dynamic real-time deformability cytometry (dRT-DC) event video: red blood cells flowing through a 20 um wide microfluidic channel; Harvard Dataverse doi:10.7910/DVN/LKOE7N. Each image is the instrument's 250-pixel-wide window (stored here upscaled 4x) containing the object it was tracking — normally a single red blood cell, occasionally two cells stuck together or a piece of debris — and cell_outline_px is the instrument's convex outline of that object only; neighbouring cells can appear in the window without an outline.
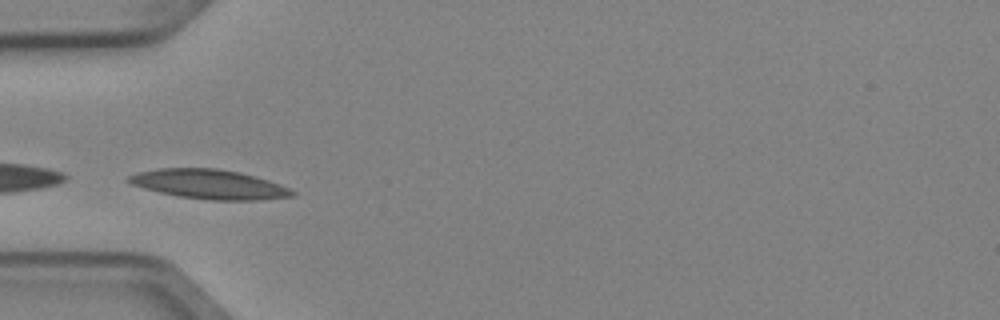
{"species": "Egyptian fruit bat (a non-hibernating species)", "species_latin": "Rousettus aegyptiacus", "temperature_condition": "cold", "stored_images_in_passage": 4, "camera_frame_rate_fps": 3000, "um_per_image_px": 0.085, "animal": {"sex": "female"}, "frame": {"image": 1, "passage_image": 2, "time_ms": 0.333, "image_size_px": [1000, 320], "cell_outline_px": [[296, 192], [292, 196], [256, 200], [212, 200], [176, 196], [144, 188], [132, 184], [124, 180], [128, 176], [136, 172], [156, 168], [216, 168], [240, 172], [256, 176], [280, 184]], "centroid_in_image_um": [17.74, 15.65], "position_along_channel_um": 67.3, "area_um2": 28.09}}
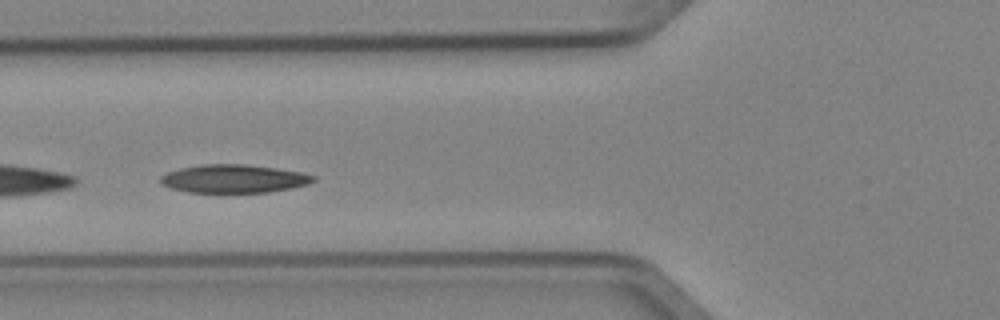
{"frame": {"image": 2, "passage_image": 3, "time_ms": 0.667, "image_size_px": [1000, 320], "cell_outline_px": [[316, 180], [308, 184], [292, 188], [268, 192], [188, 192], [172, 188], [160, 184], [160, 176], [168, 172], [180, 168], [200, 164], [248, 164], [276, 168], [300, 172], [316, 176]], "centroid_in_image_um": [19.87, 15.18], "position_along_channel_um": 105.9, "area_um2": 25.2}}
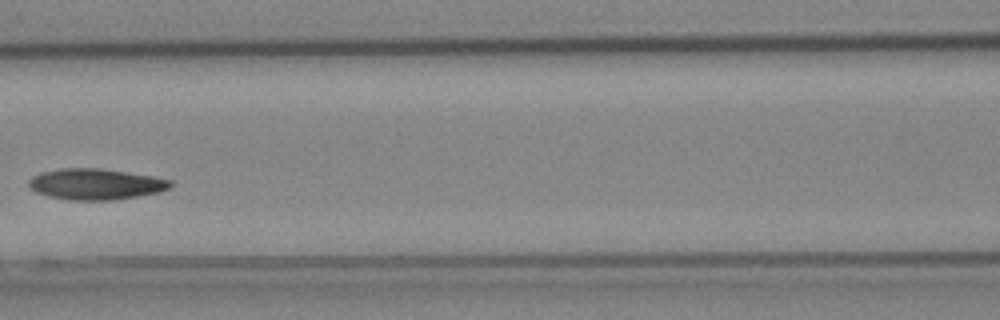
{"frame": {"image": 3, "passage_image": 4, "time_ms": 1.0, "image_size_px": [1000, 320], "cell_outline_px": [[172, 184], [168, 188], [160, 192], [112, 200], [68, 200], [48, 196], [36, 192], [28, 184], [28, 180], [32, 176], [40, 172], [60, 168], [100, 168], [152, 176], [172, 180]], "centroid_in_image_um": [8.1, 15.65], "position_along_channel_um": 158.5, "area_um2": 25.55}}